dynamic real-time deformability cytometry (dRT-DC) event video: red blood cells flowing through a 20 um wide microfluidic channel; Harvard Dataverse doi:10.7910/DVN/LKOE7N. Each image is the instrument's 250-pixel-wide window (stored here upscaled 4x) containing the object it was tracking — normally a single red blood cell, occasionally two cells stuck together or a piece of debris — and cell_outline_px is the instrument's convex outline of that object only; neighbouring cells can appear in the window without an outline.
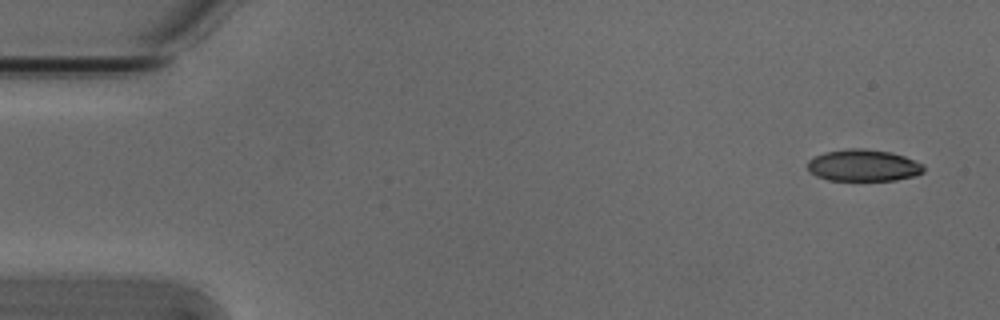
{"species": "Egyptian fruit bat (a non-hibernating species)", "species_latin": "Rousettus aegyptiacus", "temperature_condition": "cold", "stored_images_in_passage": 7, "camera_frame_rate_fps": 3000, "um_per_image_px": 0.085, "animal": {"sex": "male"}, "frame": {"image": 1, "passage_image": 1, "time_ms": 0.0, "image_size_px": [1000, 320], "cell_outline_px": [[924, 172], [916, 176], [896, 180], [828, 180], [816, 176], [808, 168], [808, 160], [824, 152], [852, 148], [864, 148], [888, 152], [904, 156], [924, 164]], "centroid_in_image_um": [73.42, 14.06], "position_along_channel_um": 11.6, "area_um2": 21.44}}
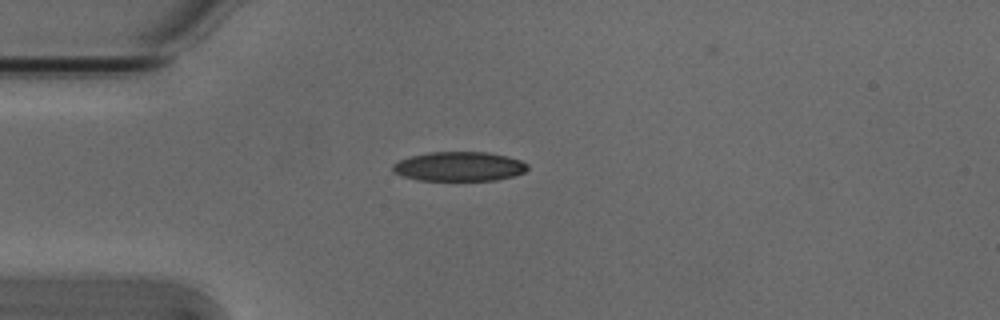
{"frame": {"image": 2, "passage_image": 4, "time_ms": 1.0, "image_size_px": [1000, 320], "cell_outline_px": [[528, 168], [524, 172], [512, 176], [496, 180], [416, 180], [392, 172], [392, 164], [400, 160], [412, 156], [428, 152], [488, 152], [508, 156], [520, 160], [528, 164]], "centroid_in_image_um": [39.02, 14.14], "position_along_channel_um": 46.0, "area_um2": 23.06}}
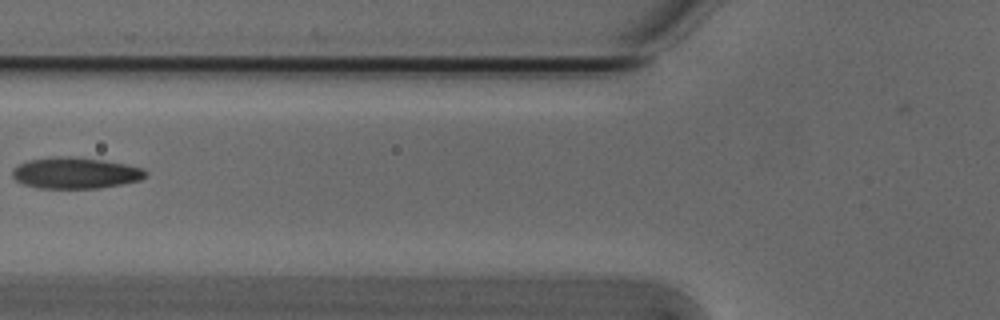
{"frame": {"image": 3, "passage_image": 6, "time_ms": 1.667, "image_size_px": [1000, 320], "cell_outline_px": [[148, 176], [140, 180], [100, 188], [40, 188], [24, 184], [16, 180], [12, 176], [12, 172], [20, 164], [28, 160], [52, 156], [76, 156], [104, 160], [144, 168], [148, 172]], "centroid_in_image_um": [6.44, 14.69], "position_along_channel_um": 119.4, "area_um2": 24.33}}